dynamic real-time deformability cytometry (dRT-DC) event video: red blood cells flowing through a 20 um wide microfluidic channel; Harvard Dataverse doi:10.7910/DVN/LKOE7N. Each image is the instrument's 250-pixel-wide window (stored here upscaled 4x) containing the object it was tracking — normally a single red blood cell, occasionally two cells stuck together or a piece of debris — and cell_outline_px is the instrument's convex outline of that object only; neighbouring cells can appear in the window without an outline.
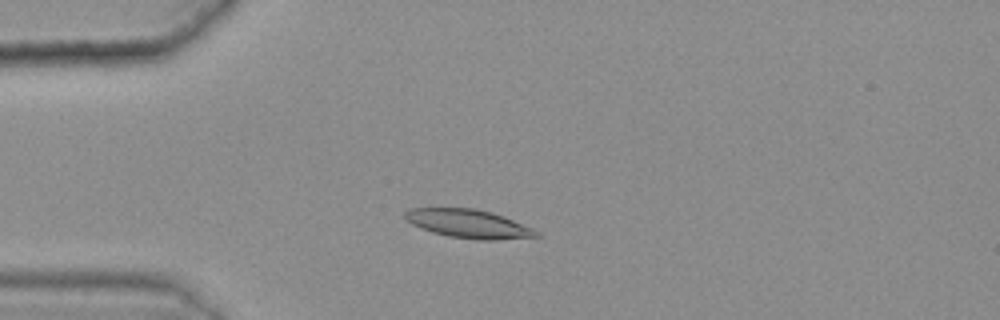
{"species": "common noctule bat (a hibernating species)", "species_latin": "Nyctalus noctula", "temperature_condition": "warm", "stored_images_in_passage": 43, "camera_frame_rate_fps": 3000, "um_per_image_px": 0.085, "animal": {"sex": "female", "body_mass_g": 25.1}, "frame": {"image": 1, "passage_image": 11, "time_ms": 3.333, "image_size_px": [1000, 320], "cell_outline_px": [[540, 236], [496, 240], [480, 240], [448, 236], [432, 232], [412, 224], [404, 220], [404, 212], [408, 208], [476, 208], [492, 212], [532, 228], [540, 232]], "centroid_in_image_um": [39.79, 19.01], "position_along_channel_um": 45.2, "area_um2": 21.85}}
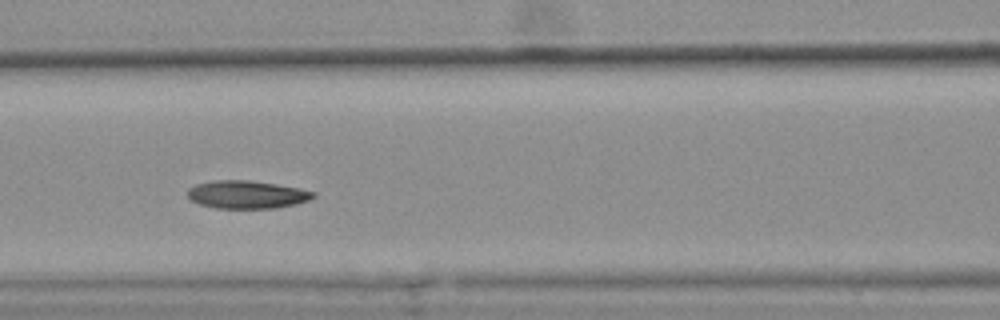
{"frame": {"image": 2, "passage_image": 21, "time_ms": 6.667, "image_size_px": [1000, 320], "cell_outline_px": [[316, 196], [308, 200], [296, 204], [276, 208], [216, 208], [200, 204], [192, 200], [188, 196], [188, 188], [196, 184], [212, 180], [248, 180], [276, 184], [316, 192]], "centroid_in_image_um": [20.98, 16.53], "position_along_channel_um": 145.6, "area_um2": 20.35}}
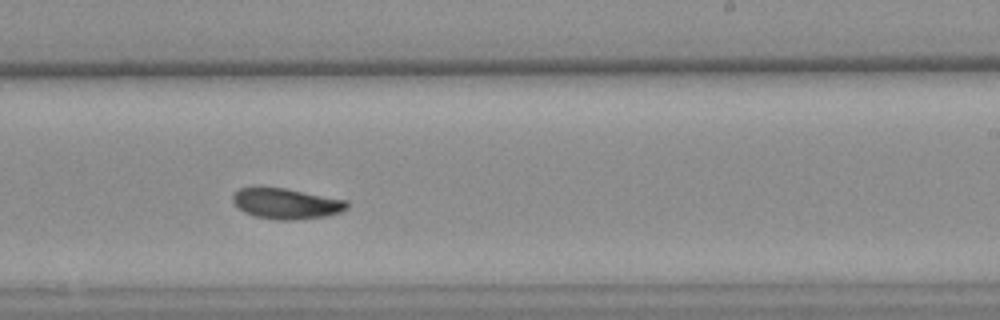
{"frame": {"image": 3, "passage_image": 31, "time_ms": 10.0, "image_size_px": [1000, 320], "cell_outline_px": [[348, 208], [340, 212], [328, 216], [292, 220], [276, 220], [256, 216], [244, 212], [232, 200], [232, 196], [240, 188], [284, 188], [348, 200]], "centroid_in_image_um": [24.38, 17.32], "position_along_channel_um": 264.6, "area_um2": 20.17}, "authors_computed_cell_mechanics": {"area_um2": 20.808, "velocity_mm_per_s": 3.5892, "shape_relaxation_time_tau1_ms": 7.6135, "shape_relaxation_time_tau2_ms": 2.1517, "deformation_change_tau1": 0.1572, "deformation_change_tau2": 0.069}}